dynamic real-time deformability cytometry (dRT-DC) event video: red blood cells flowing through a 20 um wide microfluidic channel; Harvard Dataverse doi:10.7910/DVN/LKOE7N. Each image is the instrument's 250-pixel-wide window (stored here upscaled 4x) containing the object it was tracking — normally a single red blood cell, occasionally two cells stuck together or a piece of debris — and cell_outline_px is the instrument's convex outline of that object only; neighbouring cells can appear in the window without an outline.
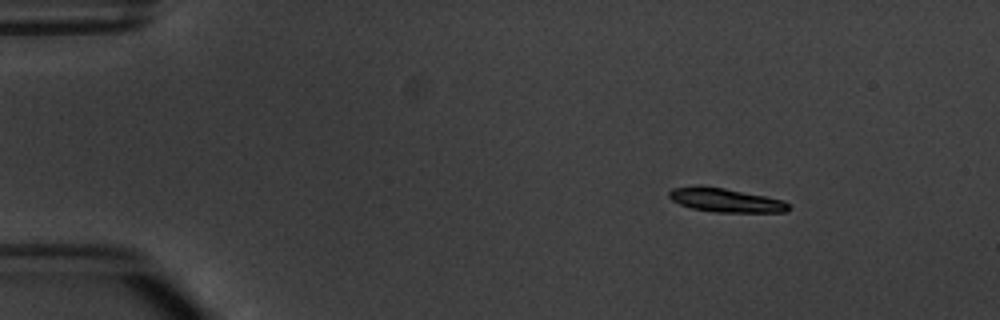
{"species": "common noctule bat (a hibernating species)", "species_latin": "Nyctalus noctula", "temperature_condition": "warm", "stored_images_in_passage": 6, "camera_frame_rate_fps": 3000, "um_per_image_px": 0.085, "animal": {"sex": "male", "body_mass_g": 20.1, "forearm_length_mm": 53.5}, "frame": {"image": 1, "passage_image": 1, "time_ms": 0.0, "image_size_px": [1000, 320], "cell_outline_px": [[792, 208], [788, 212], [716, 212], [692, 208], [680, 204], [672, 200], [668, 196], [668, 192], [672, 188], [696, 184], [700, 184], [724, 188], [784, 200]], "centroid_in_image_um": [61.65, 17.0], "position_along_channel_um": 23.3, "area_um2": 16.82}}
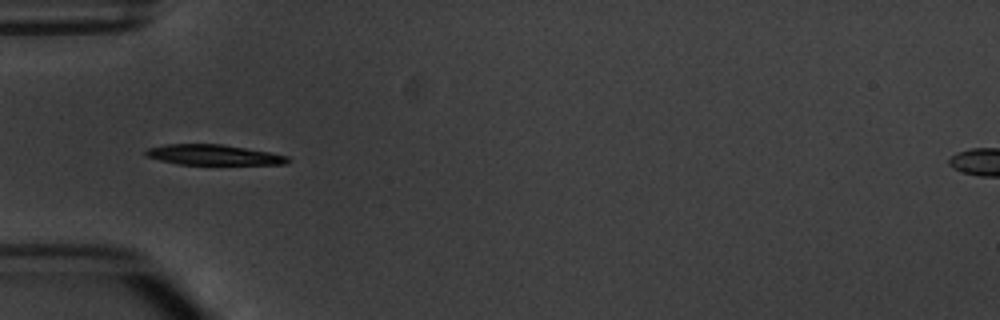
{"frame": {"image": 2, "passage_image": 4, "time_ms": 3.333, "image_size_px": [1000, 320], "cell_outline_px": [[292, 160], [288, 164], [176, 164], [144, 156], [144, 152], [148, 148], [168, 144], [220, 144], [268, 152], [288, 156]], "centroid_in_image_um": [18.13, 13.17], "position_along_channel_um": 66.9, "area_um2": 16.7}}
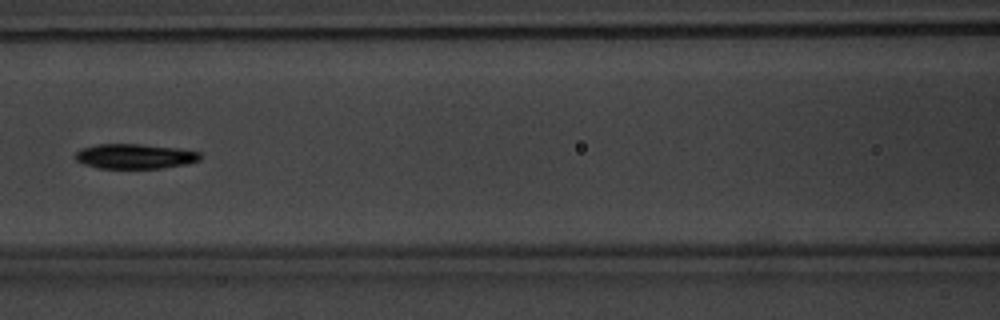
{"frame": {"image": 3, "passage_image": 6, "time_ms": 5.667, "image_size_px": [1000, 320], "cell_outline_px": [[200, 160], [188, 164], [164, 168], [96, 168], [84, 164], [76, 160], [76, 152], [80, 148], [96, 144], [140, 144], [176, 148], [200, 152]], "centroid_in_image_um": [11.45, 13.29], "position_along_channel_um": 155.1, "area_um2": 18.15}}